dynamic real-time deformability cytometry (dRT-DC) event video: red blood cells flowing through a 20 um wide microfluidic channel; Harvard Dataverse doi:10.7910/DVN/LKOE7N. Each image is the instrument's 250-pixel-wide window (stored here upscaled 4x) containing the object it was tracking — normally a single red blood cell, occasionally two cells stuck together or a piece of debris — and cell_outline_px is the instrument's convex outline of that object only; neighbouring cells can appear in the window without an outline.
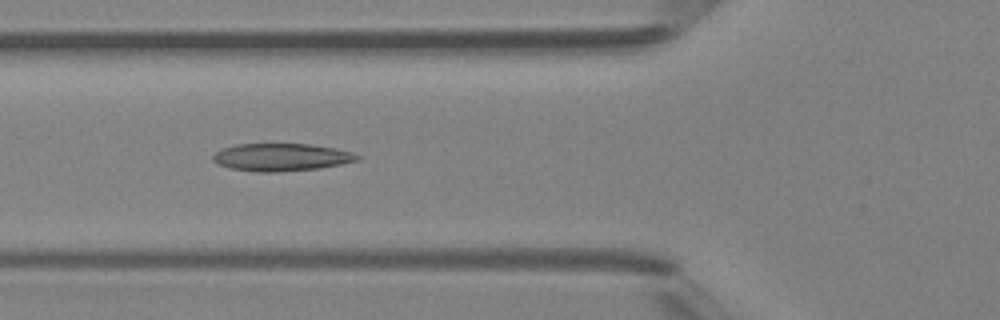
{"species": "Egyptian fruit bat (a non-hibernating species)", "species_latin": "Rousettus aegyptiacus", "temperature_condition": "room temperature", "stored_images_in_passage": 4, "camera_frame_rate_fps": 3000, "um_per_image_px": 0.085, "animal": {"sex": "female"}, "frame": {"image": 1, "passage_image": 3, "time_ms": 2.333, "image_size_px": [1000, 320], "cell_outline_px": [[360, 160], [320, 168], [276, 172], [256, 172], [232, 168], [216, 164], [212, 160], [212, 156], [220, 148], [236, 144], [312, 144], [336, 148], [352, 152], [360, 156]], "centroid_in_image_um": [23.9, 13.36], "position_along_channel_um": 101.9, "area_um2": 23.35}}
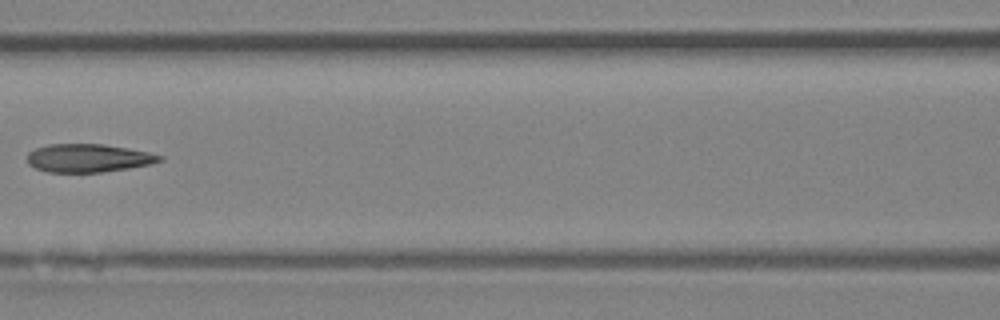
{"frame": {"image": 2, "passage_image": 4, "time_ms": 3.667, "image_size_px": [1000, 320], "cell_outline_px": [[164, 160], [148, 164], [128, 168], [100, 172], [48, 172], [36, 168], [28, 164], [28, 152], [36, 148], [48, 144], [104, 144], [128, 148], [148, 152], [164, 156]], "centroid_in_image_um": [7.5, 13.43], "position_along_channel_um": 159.1, "area_um2": 21.68}}